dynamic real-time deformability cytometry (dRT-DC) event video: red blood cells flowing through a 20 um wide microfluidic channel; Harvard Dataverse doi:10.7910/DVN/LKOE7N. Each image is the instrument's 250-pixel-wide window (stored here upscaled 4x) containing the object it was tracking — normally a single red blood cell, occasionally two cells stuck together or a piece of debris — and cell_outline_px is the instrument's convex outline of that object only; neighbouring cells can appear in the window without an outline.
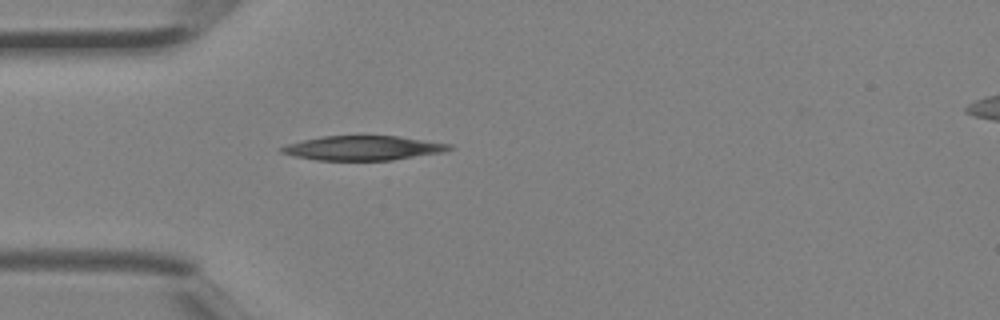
{"species": "Egyptian fruit bat (a non-hibernating species)", "species_latin": "Rousettus aegyptiacus", "temperature_condition": "room temperature", "stored_images_in_passage": 1, "camera_frame_rate_fps": 3000, "um_per_image_px": 0.085, "animal": {"sex": "female"}, "frame": {"image": 1, "passage_image": 1, "time_ms": 0.0, "image_size_px": [1000, 320], "cell_outline_px": [[456, 148], [444, 152], [392, 160], [316, 160], [296, 156], [280, 152], [280, 148], [288, 144], [304, 140], [324, 136], [396, 136], [452, 144]], "centroid_in_image_um": [30.92, 12.58], "position_along_channel_um": 54.1, "area_um2": 23.7}}